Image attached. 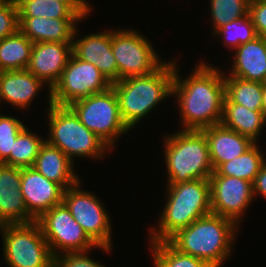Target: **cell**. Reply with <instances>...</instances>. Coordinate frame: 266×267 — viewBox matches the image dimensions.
<instances>
[{"label":"cell","instance_id":"obj_11","mask_svg":"<svg viewBox=\"0 0 266 267\" xmlns=\"http://www.w3.org/2000/svg\"><path fill=\"white\" fill-rule=\"evenodd\" d=\"M111 86L98 68L72 54L59 80L50 90L51 103L69 106L76 100L106 91Z\"/></svg>","mask_w":266,"mask_h":267},{"label":"cell","instance_id":"obj_39","mask_svg":"<svg viewBox=\"0 0 266 267\" xmlns=\"http://www.w3.org/2000/svg\"><path fill=\"white\" fill-rule=\"evenodd\" d=\"M250 2H266V0H249Z\"/></svg>","mask_w":266,"mask_h":267},{"label":"cell","instance_id":"obj_9","mask_svg":"<svg viewBox=\"0 0 266 267\" xmlns=\"http://www.w3.org/2000/svg\"><path fill=\"white\" fill-rule=\"evenodd\" d=\"M53 256L67 252H90L93 248L110 252L112 248L97 246L73 218L62 202L36 220Z\"/></svg>","mask_w":266,"mask_h":267},{"label":"cell","instance_id":"obj_34","mask_svg":"<svg viewBox=\"0 0 266 267\" xmlns=\"http://www.w3.org/2000/svg\"><path fill=\"white\" fill-rule=\"evenodd\" d=\"M88 252H67L54 256L53 267H105L87 255Z\"/></svg>","mask_w":266,"mask_h":267},{"label":"cell","instance_id":"obj_25","mask_svg":"<svg viewBox=\"0 0 266 267\" xmlns=\"http://www.w3.org/2000/svg\"><path fill=\"white\" fill-rule=\"evenodd\" d=\"M258 144L255 143L239 157L220 164L214 171L218 175L238 177L253 183L259 170L266 163L265 155Z\"/></svg>","mask_w":266,"mask_h":267},{"label":"cell","instance_id":"obj_5","mask_svg":"<svg viewBox=\"0 0 266 267\" xmlns=\"http://www.w3.org/2000/svg\"><path fill=\"white\" fill-rule=\"evenodd\" d=\"M167 184L209 179L214 172L208 142L201 130H183L164 138Z\"/></svg>","mask_w":266,"mask_h":267},{"label":"cell","instance_id":"obj_13","mask_svg":"<svg viewBox=\"0 0 266 267\" xmlns=\"http://www.w3.org/2000/svg\"><path fill=\"white\" fill-rule=\"evenodd\" d=\"M211 212L233 220L238 226L242 216L253 203V185L247 180L218 175H210Z\"/></svg>","mask_w":266,"mask_h":267},{"label":"cell","instance_id":"obj_41","mask_svg":"<svg viewBox=\"0 0 266 267\" xmlns=\"http://www.w3.org/2000/svg\"><path fill=\"white\" fill-rule=\"evenodd\" d=\"M263 86L266 87V78H265V80L263 81Z\"/></svg>","mask_w":266,"mask_h":267},{"label":"cell","instance_id":"obj_19","mask_svg":"<svg viewBox=\"0 0 266 267\" xmlns=\"http://www.w3.org/2000/svg\"><path fill=\"white\" fill-rule=\"evenodd\" d=\"M84 18L19 17V30L33 43L73 42L78 22ZM77 23V24H75Z\"/></svg>","mask_w":266,"mask_h":267},{"label":"cell","instance_id":"obj_37","mask_svg":"<svg viewBox=\"0 0 266 267\" xmlns=\"http://www.w3.org/2000/svg\"><path fill=\"white\" fill-rule=\"evenodd\" d=\"M65 3L74 13H90L91 5L86 0H56Z\"/></svg>","mask_w":266,"mask_h":267},{"label":"cell","instance_id":"obj_31","mask_svg":"<svg viewBox=\"0 0 266 267\" xmlns=\"http://www.w3.org/2000/svg\"><path fill=\"white\" fill-rule=\"evenodd\" d=\"M214 35L219 38L221 37L220 39L224 40L222 41L223 44L227 43L225 46L227 48L231 47V50H235L240 45L252 41L257 37L252 19L249 15L243 19H237L227 23L219 28Z\"/></svg>","mask_w":266,"mask_h":267},{"label":"cell","instance_id":"obj_4","mask_svg":"<svg viewBox=\"0 0 266 267\" xmlns=\"http://www.w3.org/2000/svg\"><path fill=\"white\" fill-rule=\"evenodd\" d=\"M167 200L157 229L150 228V242L167 241L177 231L211 213L209 179L167 184Z\"/></svg>","mask_w":266,"mask_h":267},{"label":"cell","instance_id":"obj_15","mask_svg":"<svg viewBox=\"0 0 266 267\" xmlns=\"http://www.w3.org/2000/svg\"><path fill=\"white\" fill-rule=\"evenodd\" d=\"M21 194L28 213L38 220L52 207L62 203L64 188L37 172L33 167L21 168Z\"/></svg>","mask_w":266,"mask_h":267},{"label":"cell","instance_id":"obj_10","mask_svg":"<svg viewBox=\"0 0 266 267\" xmlns=\"http://www.w3.org/2000/svg\"><path fill=\"white\" fill-rule=\"evenodd\" d=\"M135 30H111V49L118 65V81L144 76L156 71L164 62L152 43Z\"/></svg>","mask_w":266,"mask_h":267},{"label":"cell","instance_id":"obj_7","mask_svg":"<svg viewBox=\"0 0 266 267\" xmlns=\"http://www.w3.org/2000/svg\"><path fill=\"white\" fill-rule=\"evenodd\" d=\"M0 232L9 267H53L54 256L37 221L2 225Z\"/></svg>","mask_w":266,"mask_h":267},{"label":"cell","instance_id":"obj_40","mask_svg":"<svg viewBox=\"0 0 266 267\" xmlns=\"http://www.w3.org/2000/svg\"><path fill=\"white\" fill-rule=\"evenodd\" d=\"M262 37H263V39H264V41L266 43V32L262 35Z\"/></svg>","mask_w":266,"mask_h":267},{"label":"cell","instance_id":"obj_20","mask_svg":"<svg viewBox=\"0 0 266 267\" xmlns=\"http://www.w3.org/2000/svg\"><path fill=\"white\" fill-rule=\"evenodd\" d=\"M45 85L27 69L0 72L1 101L20 109H25L38 96V91Z\"/></svg>","mask_w":266,"mask_h":267},{"label":"cell","instance_id":"obj_12","mask_svg":"<svg viewBox=\"0 0 266 267\" xmlns=\"http://www.w3.org/2000/svg\"><path fill=\"white\" fill-rule=\"evenodd\" d=\"M78 182L64 190L63 203L88 237L97 245L112 247V226L109 214L98 196L80 188ZM102 203V204H101Z\"/></svg>","mask_w":266,"mask_h":267},{"label":"cell","instance_id":"obj_18","mask_svg":"<svg viewBox=\"0 0 266 267\" xmlns=\"http://www.w3.org/2000/svg\"><path fill=\"white\" fill-rule=\"evenodd\" d=\"M208 142L210 160L215 170L220 164L239 157L255 142L221 123L201 129Z\"/></svg>","mask_w":266,"mask_h":267},{"label":"cell","instance_id":"obj_33","mask_svg":"<svg viewBox=\"0 0 266 267\" xmlns=\"http://www.w3.org/2000/svg\"><path fill=\"white\" fill-rule=\"evenodd\" d=\"M19 30V15L15 0H0V40Z\"/></svg>","mask_w":266,"mask_h":267},{"label":"cell","instance_id":"obj_30","mask_svg":"<svg viewBox=\"0 0 266 267\" xmlns=\"http://www.w3.org/2000/svg\"><path fill=\"white\" fill-rule=\"evenodd\" d=\"M210 2L212 28L214 27L212 33L229 22L249 15V0H210Z\"/></svg>","mask_w":266,"mask_h":267},{"label":"cell","instance_id":"obj_28","mask_svg":"<svg viewBox=\"0 0 266 267\" xmlns=\"http://www.w3.org/2000/svg\"><path fill=\"white\" fill-rule=\"evenodd\" d=\"M19 17L85 18L89 13H74L56 0H15Z\"/></svg>","mask_w":266,"mask_h":267},{"label":"cell","instance_id":"obj_3","mask_svg":"<svg viewBox=\"0 0 266 267\" xmlns=\"http://www.w3.org/2000/svg\"><path fill=\"white\" fill-rule=\"evenodd\" d=\"M173 79L174 60L165 61L151 74L131 76L112 83L121 117L130 130L165 98L172 96Z\"/></svg>","mask_w":266,"mask_h":267},{"label":"cell","instance_id":"obj_16","mask_svg":"<svg viewBox=\"0 0 266 267\" xmlns=\"http://www.w3.org/2000/svg\"><path fill=\"white\" fill-rule=\"evenodd\" d=\"M21 168L0 163V226L36 221L21 194Z\"/></svg>","mask_w":266,"mask_h":267},{"label":"cell","instance_id":"obj_24","mask_svg":"<svg viewBox=\"0 0 266 267\" xmlns=\"http://www.w3.org/2000/svg\"><path fill=\"white\" fill-rule=\"evenodd\" d=\"M34 43L20 30L0 40V72L26 69Z\"/></svg>","mask_w":266,"mask_h":267},{"label":"cell","instance_id":"obj_8","mask_svg":"<svg viewBox=\"0 0 266 267\" xmlns=\"http://www.w3.org/2000/svg\"><path fill=\"white\" fill-rule=\"evenodd\" d=\"M69 107L80 122L111 150L118 137L130 131L121 117L119 101L112 86L106 91L76 100Z\"/></svg>","mask_w":266,"mask_h":267},{"label":"cell","instance_id":"obj_23","mask_svg":"<svg viewBox=\"0 0 266 267\" xmlns=\"http://www.w3.org/2000/svg\"><path fill=\"white\" fill-rule=\"evenodd\" d=\"M220 123L258 143L260 132L266 125V119L262 111H251L245 106L233 103L225 95Z\"/></svg>","mask_w":266,"mask_h":267},{"label":"cell","instance_id":"obj_32","mask_svg":"<svg viewBox=\"0 0 266 267\" xmlns=\"http://www.w3.org/2000/svg\"><path fill=\"white\" fill-rule=\"evenodd\" d=\"M24 127L19 119L10 115H0V163L10 156L13 143Z\"/></svg>","mask_w":266,"mask_h":267},{"label":"cell","instance_id":"obj_22","mask_svg":"<svg viewBox=\"0 0 266 267\" xmlns=\"http://www.w3.org/2000/svg\"><path fill=\"white\" fill-rule=\"evenodd\" d=\"M73 165L74 163L59 148L45 141L32 167L48 180L67 189L81 181L73 170Z\"/></svg>","mask_w":266,"mask_h":267},{"label":"cell","instance_id":"obj_35","mask_svg":"<svg viewBox=\"0 0 266 267\" xmlns=\"http://www.w3.org/2000/svg\"><path fill=\"white\" fill-rule=\"evenodd\" d=\"M249 16L257 36H262L266 32V2H250Z\"/></svg>","mask_w":266,"mask_h":267},{"label":"cell","instance_id":"obj_36","mask_svg":"<svg viewBox=\"0 0 266 267\" xmlns=\"http://www.w3.org/2000/svg\"><path fill=\"white\" fill-rule=\"evenodd\" d=\"M252 185L254 196L258 194L266 199V163L259 170V173L256 175Z\"/></svg>","mask_w":266,"mask_h":267},{"label":"cell","instance_id":"obj_14","mask_svg":"<svg viewBox=\"0 0 266 267\" xmlns=\"http://www.w3.org/2000/svg\"><path fill=\"white\" fill-rule=\"evenodd\" d=\"M73 42L34 43L27 70L39 78L50 90L59 80L73 54Z\"/></svg>","mask_w":266,"mask_h":267},{"label":"cell","instance_id":"obj_29","mask_svg":"<svg viewBox=\"0 0 266 267\" xmlns=\"http://www.w3.org/2000/svg\"><path fill=\"white\" fill-rule=\"evenodd\" d=\"M155 267H212L208 262L176 250L168 241L150 243Z\"/></svg>","mask_w":266,"mask_h":267},{"label":"cell","instance_id":"obj_38","mask_svg":"<svg viewBox=\"0 0 266 267\" xmlns=\"http://www.w3.org/2000/svg\"><path fill=\"white\" fill-rule=\"evenodd\" d=\"M262 113L266 119V87L263 86V95H262Z\"/></svg>","mask_w":266,"mask_h":267},{"label":"cell","instance_id":"obj_26","mask_svg":"<svg viewBox=\"0 0 266 267\" xmlns=\"http://www.w3.org/2000/svg\"><path fill=\"white\" fill-rule=\"evenodd\" d=\"M225 95L233 102L249 108L262 110L263 83L239 77L225 76Z\"/></svg>","mask_w":266,"mask_h":267},{"label":"cell","instance_id":"obj_27","mask_svg":"<svg viewBox=\"0 0 266 267\" xmlns=\"http://www.w3.org/2000/svg\"><path fill=\"white\" fill-rule=\"evenodd\" d=\"M44 142L39 134L37 136L25 126L16 137L10 156L3 163L18 168L32 167Z\"/></svg>","mask_w":266,"mask_h":267},{"label":"cell","instance_id":"obj_21","mask_svg":"<svg viewBox=\"0 0 266 267\" xmlns=\"http://www.w3.org/2000/svg\"><path fill=\"white\" fill-rule=\"evenodd\" d=\"M233 56L228 76L263 83L266 78V43L262 36L240 45Z\"/></svg>","mask_w":266,"mask_h":267},{"label":"cell","instance_id":"obj_1","mask_svg":"<svg viewBox=\"0 0 266 267\" xmlns=\"http://www.w3.org/2000/svg\"><path fill=\"white\" fill-rule=\"evenodd\" d=\"M176 65L174 59L172 96L177 98L183 130H201L219 124L225 98V73L201 61L183 79Z\"/></svg>","mask_w":266,"mask_h":267},{"label":"cell","instance_id":"obj_17","mask_svg":"<svg viewBox=\"0 0 266 267\" xmlns=\"http://www.w3.org/2000/svg\"><path fill=\"white\" fill-rule=\"evenodd\" d=\"M77 29L78 27L72 43L73 54L78 59L93 64L111 84L117 82L118 65L111 49V31L92 33L77 40Z\"/></svg>","mask_w":266,"mask_h":267},{"label":"cell","instance_id":"obj_6","mask_svg":"<svg viewBox=\"0 0 266 267\" xmlns=\"http://www.w3.org/2000/svg\"><path fill=\"white\" fill-rule=\"evenodd\" d=\"M49 132L45 138L50 145L59 148L73 163L74 156L102 159L111 149L92 131L84 126L69 106L51 103L48 97Z\"/></svg>","mask_w":266,"mask_h":267},{"label":"cell","instance_id":"obj_2","mask_svg":"<svg viewBox=\"0 0 266 267\" xmlns=\"http://www.w3.org/2000/svg\"><path fill=\"white\" fill-rule=\"evenodd\" d=\"M239 226L231 219L214 213L196 219L167 241L178 251L221 267L232 252Z\"/></svg>","mask_w":266,"mask_h":267}]
</instances>
